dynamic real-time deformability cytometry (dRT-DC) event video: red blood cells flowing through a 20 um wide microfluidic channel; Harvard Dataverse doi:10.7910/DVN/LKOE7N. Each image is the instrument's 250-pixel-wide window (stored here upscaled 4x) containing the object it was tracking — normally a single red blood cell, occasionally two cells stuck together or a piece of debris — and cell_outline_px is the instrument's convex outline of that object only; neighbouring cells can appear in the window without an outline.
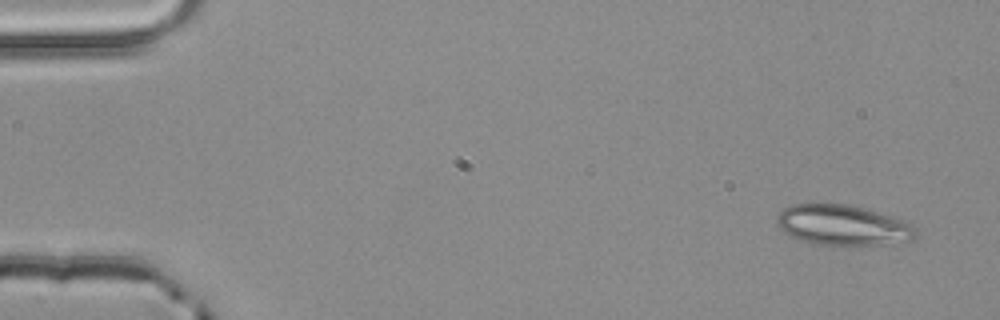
{"species": "common noctule bat (a hibernating species)", "species_latin": "Nyctalus noctula", "temperature_condition": "room temperature", "stored_images_in_passage": 3, "camera_frame_rate_fps": 3000, "um_per_image_px": 0.085, "animal": {"sex": "male", "body_mass_g": 20.4}, "frame": {"image": 1, "passage_image": 1, "time_ms": 0.0, "image_size_px": [1000, 320], "cell_outline_px": [[916, 236], [912, 240], [880, 244], [844, 248], [840, 248], [812, 244], [800, 240], [792, 236], [780, 228], [776, 224], [776, 220], [780, 212], [784, 208], [792, 204], [848, 204], [896, 216], [912, 224], [916, 228]], "centroid_in_image_um": [71.67, 19.17], "position_along_channel_um": 13.3, "area_um2": 33.58}}